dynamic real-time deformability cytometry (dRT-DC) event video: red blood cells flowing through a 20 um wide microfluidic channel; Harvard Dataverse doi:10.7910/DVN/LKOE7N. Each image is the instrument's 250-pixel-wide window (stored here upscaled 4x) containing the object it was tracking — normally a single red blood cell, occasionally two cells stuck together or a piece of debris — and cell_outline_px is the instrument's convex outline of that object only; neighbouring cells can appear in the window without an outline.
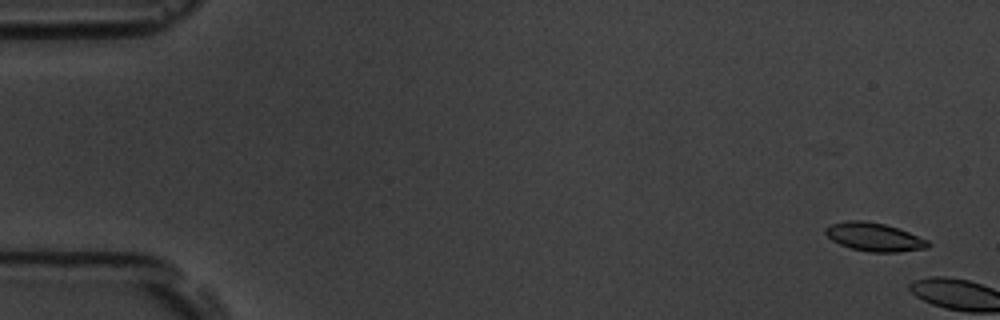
{"species": "common noctule bat (a hibernating species)", "species_latin": "Nyctalus noctula", "temperature_condition": "room temperature", "stored_images_in_passage": 6, "camera_frame_rate_fps": 3000, "um_per_image_px": 0.085, "animal": {"sex": "male", "body_mass_g": 19.5, "forearm_length_mm": 54.6}, "frame": {"image": 1, "passage_image": 3, "time_ms": 0.667, "image_size_px": [1000, 320], "cell_outline_px": [[932, 244], [928, 248], [896, 252], [868, 252], [852, 248], [840, 244], [832, 240], [824, 232], [824, 228], [828, 224], [848, 220], [864, 220], [884, 224], [908, 232], [928, 240]], "centroid_in_image_um": [74.29, 20.14], "position_along_channel_um": 10.7, "area_um2": 16.99}}